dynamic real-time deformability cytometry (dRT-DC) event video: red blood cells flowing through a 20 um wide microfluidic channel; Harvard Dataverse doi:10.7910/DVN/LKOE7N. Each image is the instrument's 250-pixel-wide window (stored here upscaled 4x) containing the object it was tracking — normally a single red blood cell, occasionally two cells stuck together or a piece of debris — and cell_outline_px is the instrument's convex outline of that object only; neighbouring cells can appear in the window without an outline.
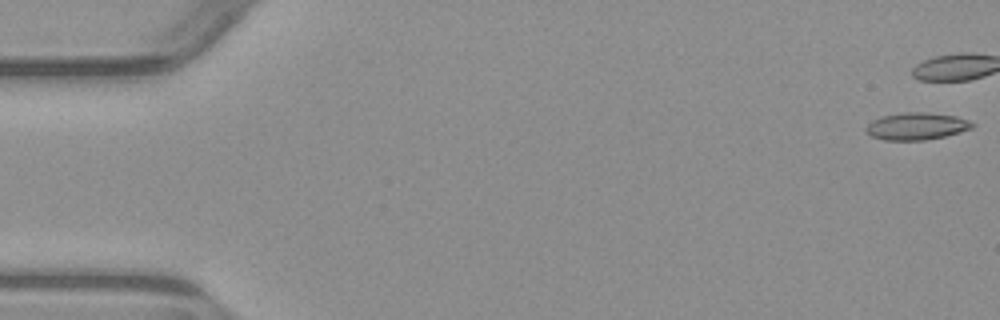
{"species": "common noctule bat (a hibernating species)", "species_latin": "Nyctalus noctula", "temperature_condition": "warm", "stored_images_in_passage": 8, "camera_frame_rate_fps": 3000, "um_per_image_px": 0.085, "animal": {"sex": "male", "body_mass_g": 23.1, "forearm_length_mm": 52.7}, "frame": {"image": 1, "passage_image": 1, "time_ms": 0.0, "image_size_px": [1000, 320], "cell_outline_px": [[976, 124], [972, 128], [960, 132], [944, 136], [924, 140], [884, 140], [872, 136], [864, 128], [872, 120], [884, 116], [904, 112], [924, 112], [956, 116], [968, 120]], "centroid_in_image_um": [77.92, 10.73], "position_along_channel_um": 7.1, "area_um2": 16.7}}
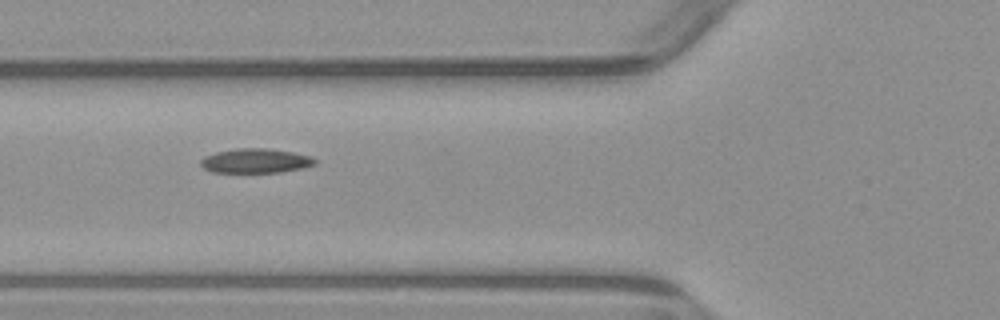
{"frame": {"image": 2, "passage_image": 6, "time_ms": 7.0, "image_size_px": [1000, 320], "cell_outline_px": [[316, 164], [304, 168], [280, 172], [212, 172], [204, 168], [200, 164], [200, 160], [204, 156], [216, 152], [236, 148], [264, 148], [292, 152], [312, 156], [316, 160]], "centroid_in_image_um": [21.73, 13.67], "position_along_channel_um": 104.1, "area_um2": 16.3}}
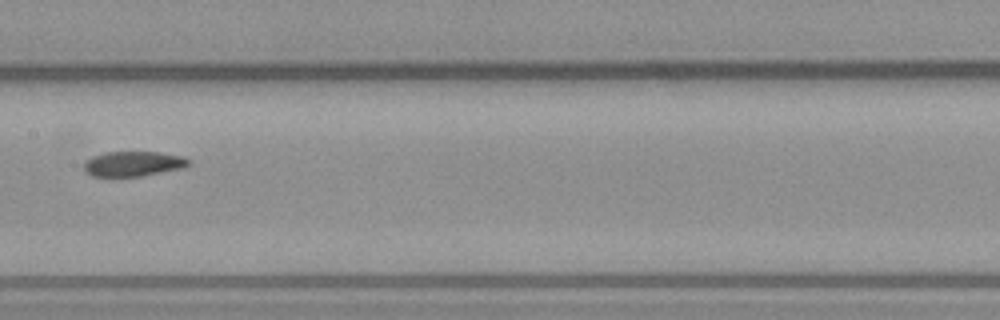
{"frame": {"image": 3, "passage_image": 8, "time_ms": 9.333, "image_size_px": [1000, 320], "cell_outline_px": [[192, 164], [184, 168], [140, 176], [92, 176], [84, 172], [84, 164], [92, 156], [104, 152], [160, 152], [184, 156]], "centroid_in_image_um": [11.35, 13.92], "position_along_channel_um": 196.1, "area_um2": 15.32}}